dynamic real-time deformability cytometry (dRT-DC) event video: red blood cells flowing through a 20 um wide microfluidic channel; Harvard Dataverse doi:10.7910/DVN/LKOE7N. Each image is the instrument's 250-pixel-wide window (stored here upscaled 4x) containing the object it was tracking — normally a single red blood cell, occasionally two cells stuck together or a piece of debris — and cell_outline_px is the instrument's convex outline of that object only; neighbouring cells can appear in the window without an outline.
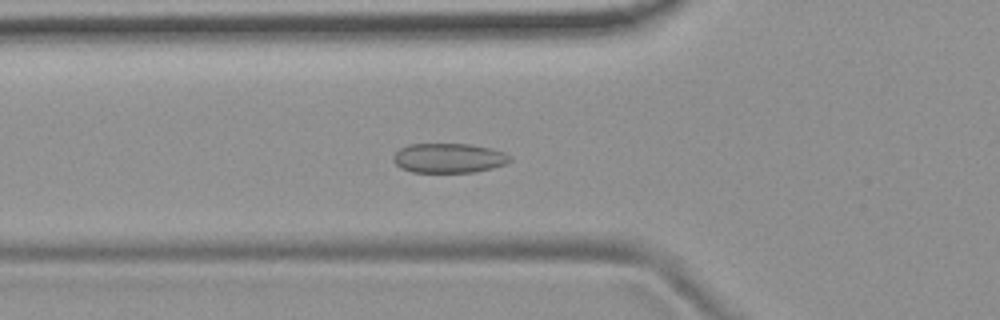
{"species": "common noctule bat (a hibernating species)", "species_latin": "Nyctalus noctula", "temperature_condition": "room temperature", "stored_images_in_passage": 55, "camera_frame_rate_fps": 3000, "um_per_image_px": 0.085, "animal": {"sex": "female", "body_mass_g": 19.9}, "frame": {"image": 1, "passage_image": 20, "time_ms": 6.333, "image_size_px": [1000, 320], "cell_outline_px": [[512, 160], [504, 164], [492, 168], [476, 172], [412, 172], [400, 168], [392, 160], [392, 156], [400, 148], [408, 144], [472, 144], [492, 148], [504, 152], [512, 156]], "centroid_in_image_um": [38.15, 13.43], "position_along_channel_um": 87.7, "area_um2": 20.35}}
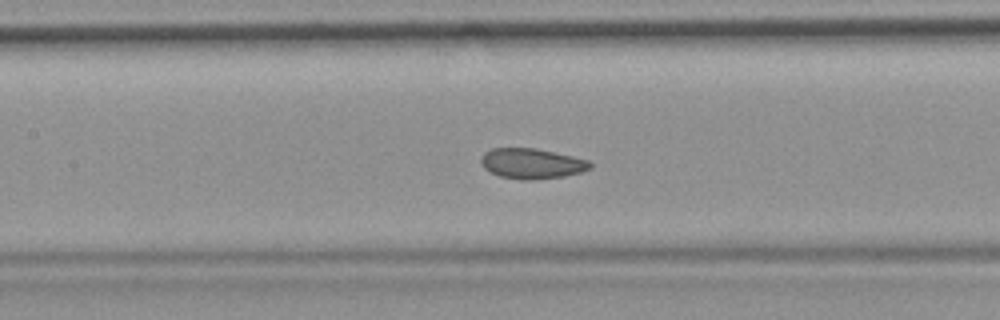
{"frame": {"image": 2, "passage_image": 26, "time_ms": 8.333, "image_size_px": [1000, 320], "cell_outline_px": [[592, 168], [580, 172], [564, 176], [536, 180], [524, 180], [500, 176], [484, 168], [480, 164], [480, 156], [484, 152], [492, 148], [536, 148], [572, 156], [588, 160], [592, 164]], "centroid_in_image_um": [45.18, 13.9], "position_along_channel_um": 162.2, "area_um2": 19.36}}
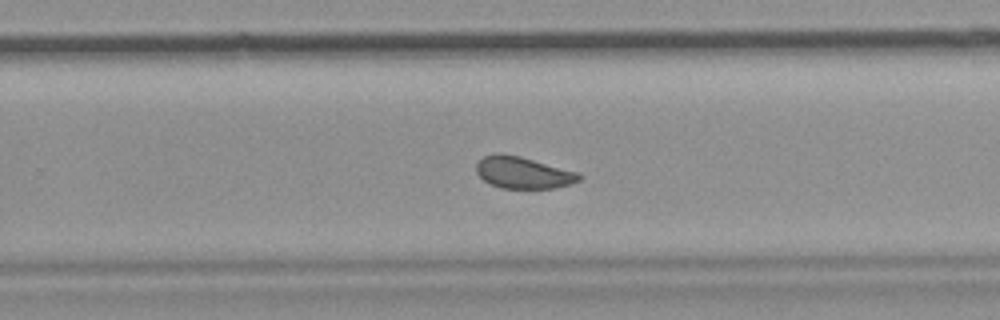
{"frame": {"image": 3, "passage_image": 36, "time_ms": 11.667, "image_size_px": [1000, 320], "cell_outline_px": [[584, 176], [580, 180], [556, 188], [500, 188], [484, 180], [476, 172], [476, 164], [484, 156], [520, 156], [580, 172]], "centroid_in_image_um": [44.55, 14.7], "position_along_channel_um": 285.3, "area_um2": 18.61}, "authors_computed_cell_mechanics": {"area_um2": 20.2878, "velocity_mm_per_s": 3.7121, "shape_relaxation_time_tau1_ms": null, "shape_relaxation_time_tau2_ms": 1.4677, "deformation_change_tau1": null, "deformation_change_tau2": 0.0514}}